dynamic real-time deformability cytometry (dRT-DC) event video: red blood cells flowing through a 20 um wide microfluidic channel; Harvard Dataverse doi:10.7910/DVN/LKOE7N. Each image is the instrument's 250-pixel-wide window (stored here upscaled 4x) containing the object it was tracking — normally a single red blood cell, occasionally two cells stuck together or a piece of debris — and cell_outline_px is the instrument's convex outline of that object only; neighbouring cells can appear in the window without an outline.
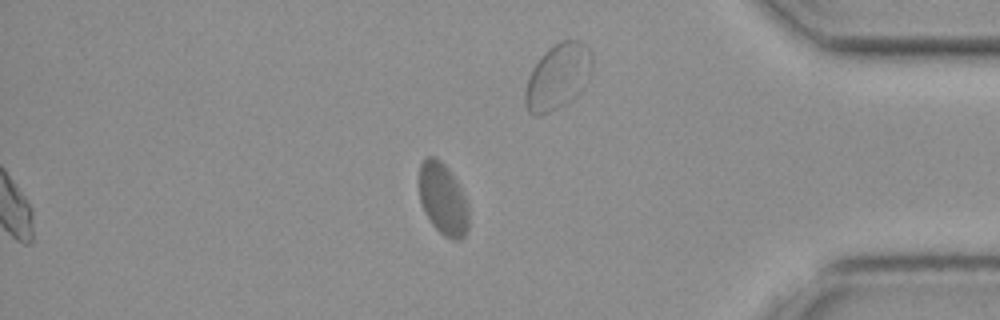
{"species": "common noctule bat (a hibernating species)", "species_latin": "Nyctalus noctula", "temperature_condition": "cold", "stored_images_in_passage": 43, "camera_frame_rate_fps": 3000, "um_per_image_px": 0.085, "animal": {"sex": "female", "body_mass_g": 19.3, "forearm_length_mm": 54.1}, "frame": {"image": 1, "passage_image": 43, "time_ms": 14.0, "image_size_px": [1000, 320], "cell_outline_px": [[468, 232], [460, 240], [452, 240], [444, 236], [432, 224], [424, 212], [420, 200], [420, 164], [428, 156], [432, 156], [440, 160], [448, 168], [460, 184], [468, 208]], "centroid_in_image_um": [37.67, 16.94], "position_along_channel_um": 397.5, "area_um2": 20.81}}